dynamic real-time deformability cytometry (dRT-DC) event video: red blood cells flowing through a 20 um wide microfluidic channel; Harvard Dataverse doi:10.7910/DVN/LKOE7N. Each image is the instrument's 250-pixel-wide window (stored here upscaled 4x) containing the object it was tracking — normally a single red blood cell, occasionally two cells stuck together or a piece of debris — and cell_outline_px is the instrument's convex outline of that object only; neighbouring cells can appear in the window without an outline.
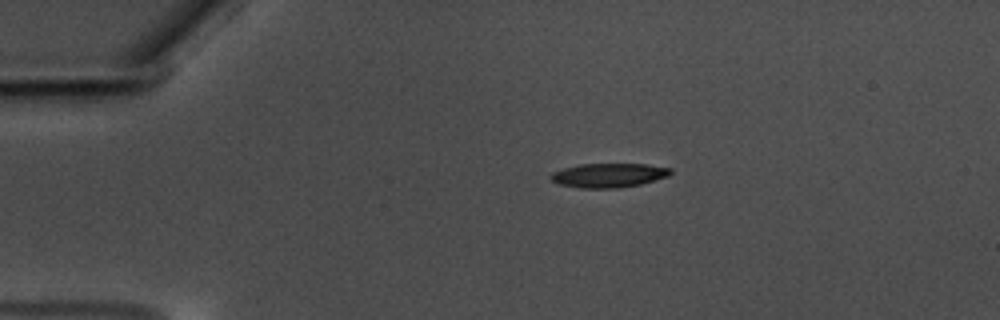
{"species": "common noctule bat (a hibernating species)", "species_latin": "Nyctalus noctula", "temperature_condition": "warm", "stored_images_in_passage": 47, "camera_frame_rate_fps": 3000, "um_per_image_px": 0.085, "animal": {"sex": "male", "body_mass_g": 17.5, "forearm_length_mm": 52.3}, "frame": {"image": 1, "passage_image": 1, "time_ms": 0.0, "image_size_px": [1000, 320], "cell_outline_px": [[672, 172], [668, 176], [640, 184], [620, 188], [580, 188], [560, 184], [552, 180], [548, 176], [552, 172], [564, 168], [580, 164], [648, 164], [672, 168]], "centroid_in_image_um": [51.74, 14.9], "position_along_channel_um": 33.3, "area_um2": 16.88}}
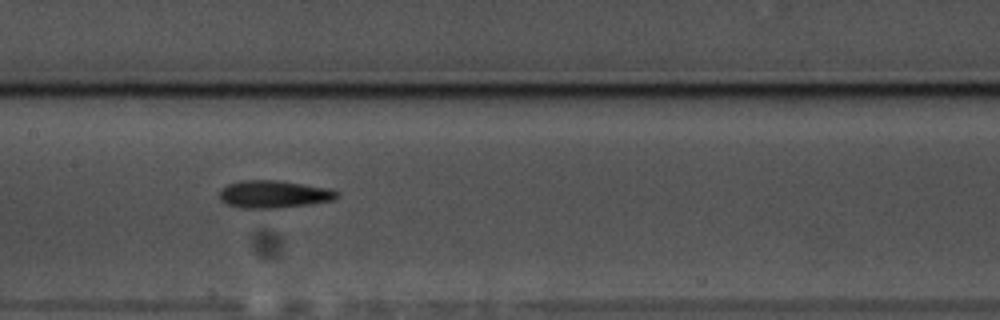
{"frame": {"image": 2, "passage_image": 18, "time_ms": 5.667, "image_size_px": [1000, 320], "cell_outline_px": [[340, 196], [332, 200], [308, 204], [280, 208], [240, 208], [228, 204], [220, 200], [220, 188], [228, 184], [240, 180], [276, 180], [328, 188], [336, 192]], "centroid_in_image_um": [23.22, 16.51], "position_along_channel_um": 184.2, "area_um2": 18.73}}
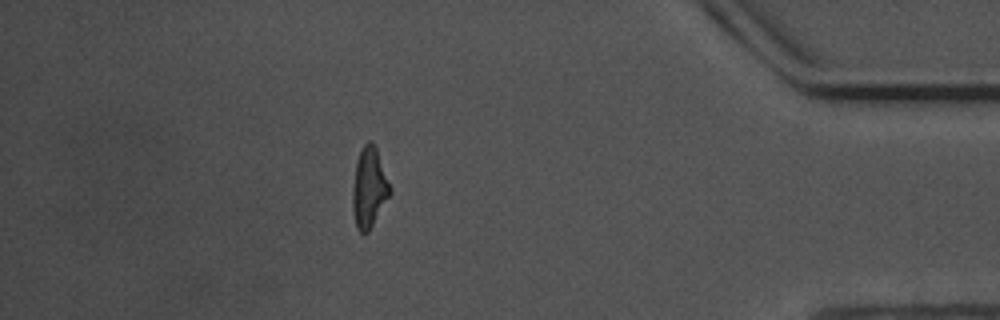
{"frame": {"image": 3, "passage_image": 40, "time_ms": 13.0, "image_size_px": [1000, 320], "cell_outline_px": [[392, 192], [368, 232], [360, 232], [356, 228], [352, 208], [352, 188], [356, 160], [364, 144], [368, 140], [372, 140], [376, 148], [392, 188]], "centroid_in_image_um": [31.37, 15.94], "position_along_channel_um": 403.8, "area_um2": 17.57}, "authors_computed_cell_mechanics": {"area_um2": 17.4556, "velocity_mm_per_s": 3.5517, "shape_relaxation_time_tau1_ms": 4.8675, "shape_relaxation_time_tau2_ms": 3.372, "deformation_change_tau1": 0.2001, "deformation_change_tau2": 0.1436}}